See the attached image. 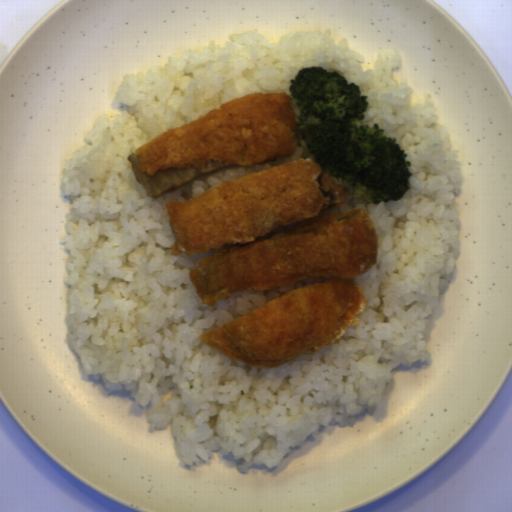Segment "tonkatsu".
Listing matches in <instances>:
<instances>
[{"label": "tonkatsu", "mask_w": 512, "mask_h": 512, "mask_svg": "<svg viewBox=\"0 0 512 512\" xmlns=\"http://www.w3.org/2000/svg\"><path fill=\"white\" fill-rule=\"evenodd\" d=\"M346 192L312 158L227 179L165 208L172 255L202 254L189 280L202 303L233 293L335 277L296 288L262 307L198 335L232 362L272 368L336 343L367 305L353 279L378 262L379 236L362 207L344 206Z\"/></svg>", "instance_id": "d4beea91"}, {"label": "tonkatsu", "mask_w": 512, "mask_h": 512, "mask_svg": "<svg viewBox=\"0 0 512 512\" xmlns=\"http://www.w3.org/2000/svg\"><path fill=\"white\" fill-rule=\"evenodd\" d=\"M298 144L291 97L284 91H256L159 133L126 159L146 195L158 199L228 166L274 163Z\"/></svg>", "instance_id": "3a3dc1c2"}]
</instances>
